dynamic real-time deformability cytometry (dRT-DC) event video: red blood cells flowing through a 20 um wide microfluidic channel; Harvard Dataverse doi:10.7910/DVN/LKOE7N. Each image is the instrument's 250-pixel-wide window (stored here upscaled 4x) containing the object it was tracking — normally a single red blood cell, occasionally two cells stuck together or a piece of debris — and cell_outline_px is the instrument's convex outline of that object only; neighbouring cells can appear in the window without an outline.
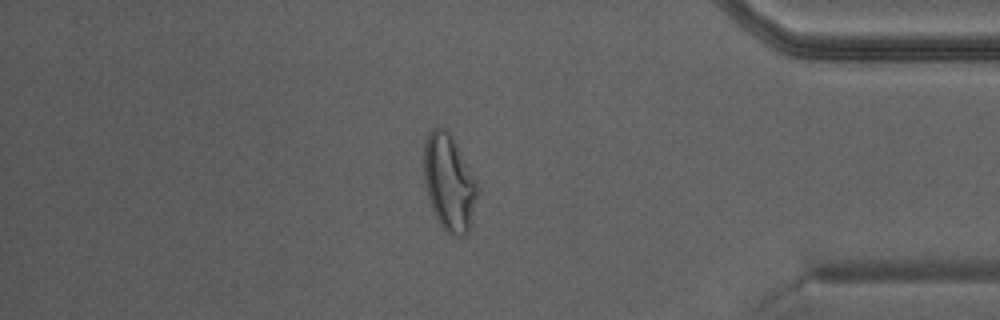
{"species": "Egyptian fruit bat (a non-hibernating species)", "species_latin": "Rousettus aegyptiacus", "temperature_condition": "warm", "stored_images_in_passage": 39, "camera_frame_rate_fps": 3000, "um_per_image_px": 0.085, "animal": {"sex": "male"}, "frame": {"image": 1, "passage_image": 34, "time_ms": 11.0, "image_size_px": [1000, 320], "cell_outline_px": [[480, 192], [472, 228], [464, 236], [452, 236], [440, 224], [432, 208], [424, 184], [424, 140], [428, 132], [432, 128], [444, 128], [452, 136], [480, 188]], "centroid_in_image_um": [38.21, 15.57], "position_along_channel_um": 397.0, "area_um2": 30.58}}